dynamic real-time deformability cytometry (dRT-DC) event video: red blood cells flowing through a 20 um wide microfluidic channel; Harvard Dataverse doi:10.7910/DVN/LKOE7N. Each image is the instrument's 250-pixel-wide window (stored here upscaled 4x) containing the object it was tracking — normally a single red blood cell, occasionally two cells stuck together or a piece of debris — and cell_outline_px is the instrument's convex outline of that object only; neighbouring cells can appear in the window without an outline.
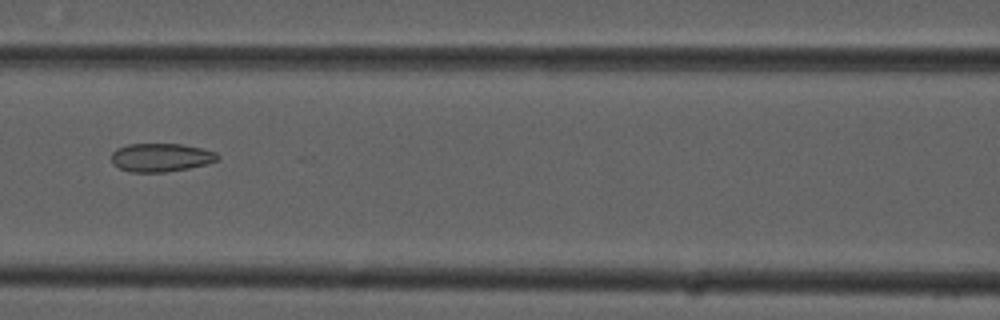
{"species": "common noctule bat (a hibernating species)", "species_latin": "Nyctalus noctula", "temperature_condition": "cold", "stored_images_in_passage": 7, "camera_frame_rate_fps": 3000, "um_per_image_px": 0.085, "animal": {"sex": "male", "forearm_length_mm": 52.5}, "frame": {"image": 1, "passage_image": 6, "time_ms": 1.667, "image_size_px": [1000, 320], "cell_outline_px": [[220, 156], [216, 160], [208, 164], [188, 168], [164, 172], [132, 172], [120, 168], [112, 160], [112, 152], [116, 148], [128, 144], [180, 144], [200, 148], [216, 152]], "centroid_in_image_um": [13.69, 13.38], "position_along_channel_um": 152.9, "area_um2": 17.4}}